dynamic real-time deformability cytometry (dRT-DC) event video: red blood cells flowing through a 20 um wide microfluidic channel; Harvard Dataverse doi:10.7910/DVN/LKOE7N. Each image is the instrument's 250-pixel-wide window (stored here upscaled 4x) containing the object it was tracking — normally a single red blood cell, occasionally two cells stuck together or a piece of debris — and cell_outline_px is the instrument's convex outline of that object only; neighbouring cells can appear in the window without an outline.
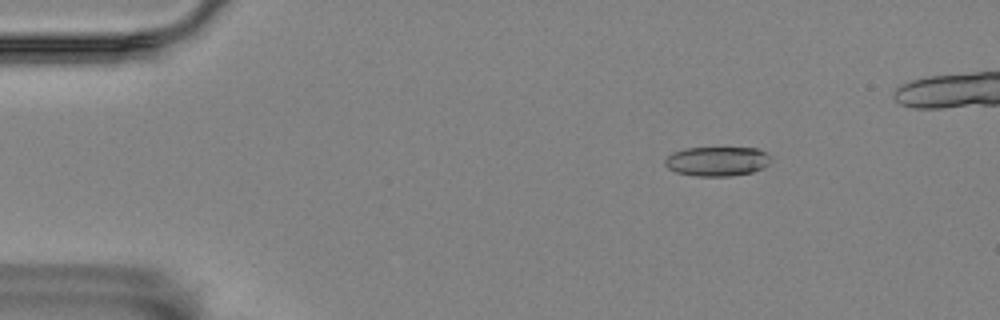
{"species": "Egyptian fruit bat (a non-hibernating species)", "species_latin": "Rousettus aegyptiacus", "temperature_condition": "room temperature", "stored_images_in_passage": 47, "camera_frame_rate_fps": 3000, "um_per_image_px": 0.085, "animal": {"sex": "female"}, "frame": {"image": 1, "passage_image": 3, "time_ms": 0.667, "image_size_px": [1000, 320], "cell_outline_px": [[772, 156], [768, 164], [764, 168], [752, 172], [732, 176], [696, 176], [676, 172], [668, 168], [664, 164], [664, 160], [672, 152], [684, 148], [756, 148]], "centroid_in_image_um": [60.95, 13.71], "position_along_channel_um": 24.1, "area_um2": 18.26}}
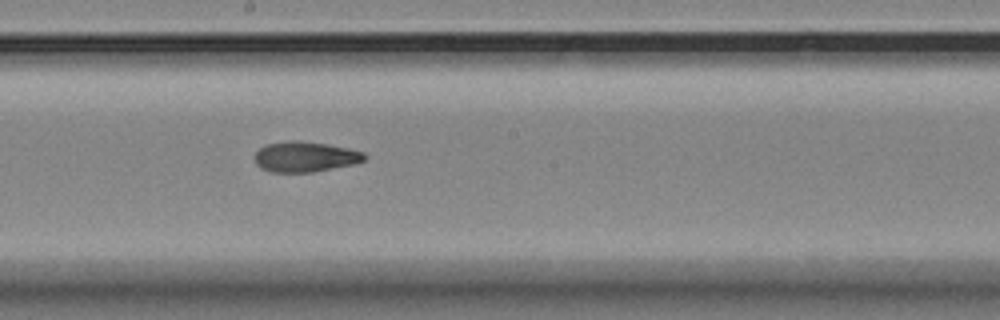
{"frame": {"image": 2, "passage_image": 26, "time_ms": 8.333, "image_size_px": [1000, 320], "cell_outline_px": [[368, 156], [364, 160], [352, 164], [312, 172], [272, 172], [260, 168], [256, 164], [256, 152], [260, 148], [268, 144], [288, 140], [300, 140], [328, 144], [348, 148], [364, 152]], "centroid_in_image_um": [25.94, 13.31], "position_along_channel_um": 222.3, "area_um2": 19.36}}
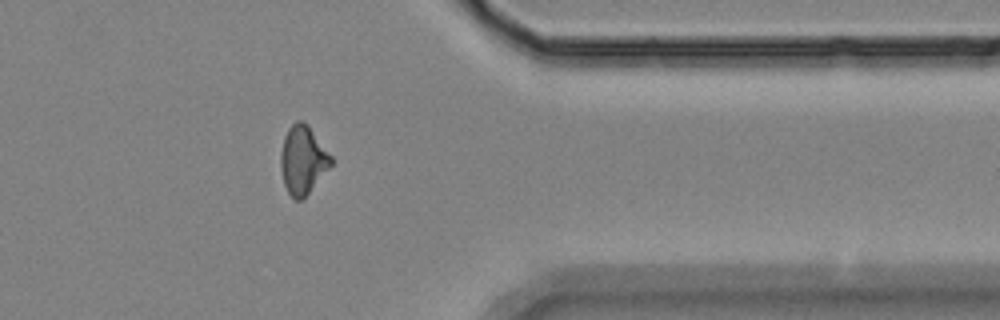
{"frame": {"image": 3, "passage_image": 41, "time_ms": 13.333, "image_size_px": [1000, 320], "cell_outline_px": [[332, 164], [308, 192], [300, 200], [296, 200], [288, 192], [284, 184], [280, 168], [280, 152], [284, 136], [288, 128], [296, 120], [300, 120], [308, 124], [332, 156]], "centroid_in_image_um": [25.72, 13.55], "position_along_channel_um": 385.7, "area_um2": 19.88}}